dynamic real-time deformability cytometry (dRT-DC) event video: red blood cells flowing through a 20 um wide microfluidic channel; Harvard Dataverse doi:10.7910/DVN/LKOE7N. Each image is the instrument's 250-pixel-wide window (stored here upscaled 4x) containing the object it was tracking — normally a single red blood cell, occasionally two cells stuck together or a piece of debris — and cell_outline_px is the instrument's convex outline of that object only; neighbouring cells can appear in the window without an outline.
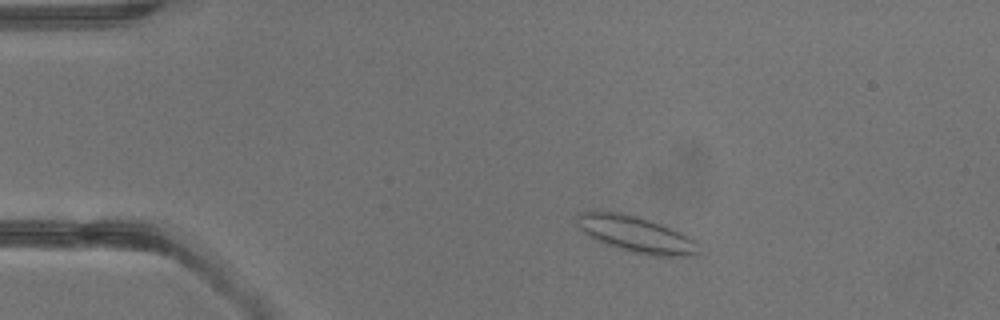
{"species": "common noctule bat (a hibernating species)", "species_latin": "Nyctalus noctula", "temperature_condition": "warm", "stored_images_in_passage": 3, "camera_frame_rate_fps": 3000, "um_per_image_px": 0.085, "animal": {"sex": "male", "body_mass_g": 13.3}, "frame": {"image": 1, "passage_image": 2, "time_ms": 1.333, "image_size_px": [1000, 320], "cell_outline_px": [[700, 252], [692, 256], [648, 256], [616, 248], [604, 244], [588, 236], [576, 224], [576, 216], [580, 212], [620, 212], [636, 216], [660, 224], [680, 232], [696, 240]], "centroid_in_image_um": [54.06, 19.94], "position_along_channel_um": 30.9, "area_um2": 25.66}}